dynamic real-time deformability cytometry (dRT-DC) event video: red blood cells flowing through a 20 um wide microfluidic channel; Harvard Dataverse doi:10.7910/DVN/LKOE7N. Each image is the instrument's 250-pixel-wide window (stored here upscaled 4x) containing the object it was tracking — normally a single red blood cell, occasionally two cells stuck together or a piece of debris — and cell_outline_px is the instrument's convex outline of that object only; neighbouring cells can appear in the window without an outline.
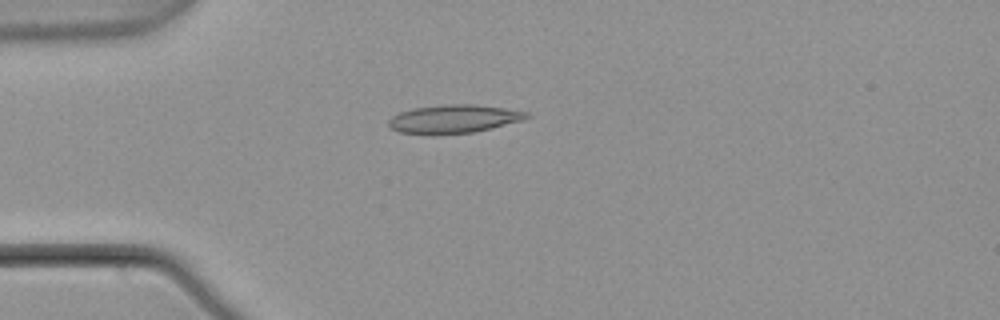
{"species": "common noctule bat (a hibernating species)", "species_latin": "Nyctalus noctula", "temperature_condition": "warm", "stored_images_in_passage": 3, "camera_frame_rate_fps": 3000, "um_per_image_px": 0.085, "animal": {"sex": "male", "body_mass_g": 21.5, "forearm_length_mm": 52.0}, "frame": {"image": 1, "passage_image": 3, "time_ms": 0.667, "image_size_px": [1000, 320], "cell_outline_px": [[532, 116], [524, 120], [492, 128], [472, 132], [400, 132], [392, 128], [388, 124], [388, 120], [392, 116], [400, 112], [412, 108], [444, 104], [472, 104], [504, 108], [528, 112]], "centroid_in_image_um": [38.64, 10.06], "position_along_channel_um": 46.4, "area_um2": 22.14}}